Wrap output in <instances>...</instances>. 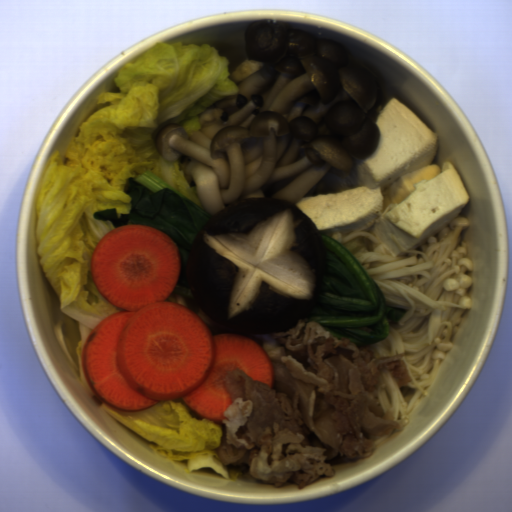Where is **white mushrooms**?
Listing matches in <instances>:
<instances>
[{
  "instance_id": "1",
  "label": "white mushrooms",
  "mask_w": 512,
  "mask_h": 512,
  "mask_svg": "<svg viewBox=\"0 0 512 512\" xmlns=\"http://www.w3.org/2000/svg\"><path fill=\"white\" fill-rule=\"evenodd\" d=\"M245 48L263 65L236 81L237 93L206 107L200 130L171 123L154 140L212 216L251 197L296 205L321 194L380 137L371 121L383 103L380 85L337 42L263 22L246 30Z\"/></svg>"
},
{
  "instance_id": "2",
  "label": "white mushrooms",
  "mask_w": 512,
  "mask_h": 512,
  "mask_svg": "<svg viewBox=\"0 0 512 512\" xmlns=\"http://www.w3.org/2000/svg\"><path fill=\"white\" fill-rule=\"evenodd\" d=\"M166 301L175 302V303L185 306L189 310H191L208 326L212 336L219 335V334H225V333H236V334H241V335H244V336H247V337L253 339V336H252L253 331H251V330H233V329L228 328L224 325H221V324L217 323L216 321L212 320L211 318H209L203 312V310L198 306L195 298L178 295V294H175L172 292L167 297Z\"/></svg>"
}]
</instances>
